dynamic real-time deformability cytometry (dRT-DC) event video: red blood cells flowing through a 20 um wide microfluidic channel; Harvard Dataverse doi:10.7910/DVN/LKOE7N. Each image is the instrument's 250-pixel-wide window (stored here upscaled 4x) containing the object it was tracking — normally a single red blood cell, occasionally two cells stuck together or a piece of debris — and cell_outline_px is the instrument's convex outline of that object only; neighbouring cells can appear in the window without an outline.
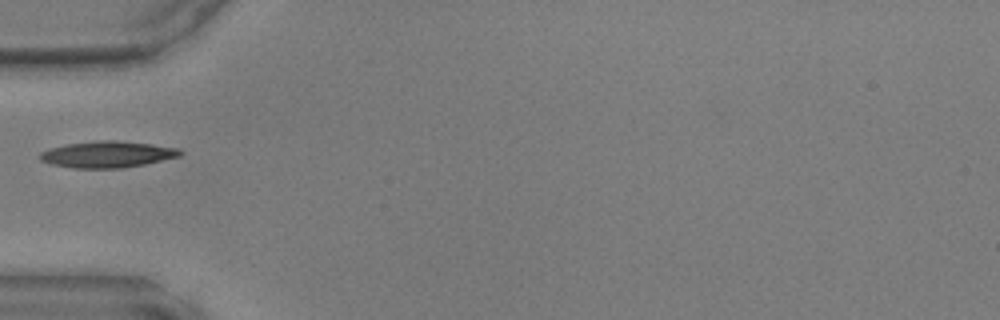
{"species": "common noctule bat (a hibernating species)", "species_latin": "Nyctalus noctula", "temperature_condition": "warm", "stored_images_in_passage": 7, "camera_frame_rate_fps": 3000, "um_per_image_px": 0.085, "animal": {"sex": "male", "body_mass_g": 17.9, "forearm_length_mm": 54.2}, "frame": {"image": 1, "passage_image": 1, "time_ms": 0.0, "image_size_px": [1000, 320], "cell_outline_px": [[184, 152], [180, 156], [144, 164], [120, 168], [72, 168], [52, 164], [40, 160], [36, 156], [40, 152], [48, 148], [68, 144], [96, 140], [116, 140], [152, 144], [180, 148]], "centroid_in_image_um": [9.1, 13.11], "position_along_channel_um": 75.9, "area_um2": 21.73}}